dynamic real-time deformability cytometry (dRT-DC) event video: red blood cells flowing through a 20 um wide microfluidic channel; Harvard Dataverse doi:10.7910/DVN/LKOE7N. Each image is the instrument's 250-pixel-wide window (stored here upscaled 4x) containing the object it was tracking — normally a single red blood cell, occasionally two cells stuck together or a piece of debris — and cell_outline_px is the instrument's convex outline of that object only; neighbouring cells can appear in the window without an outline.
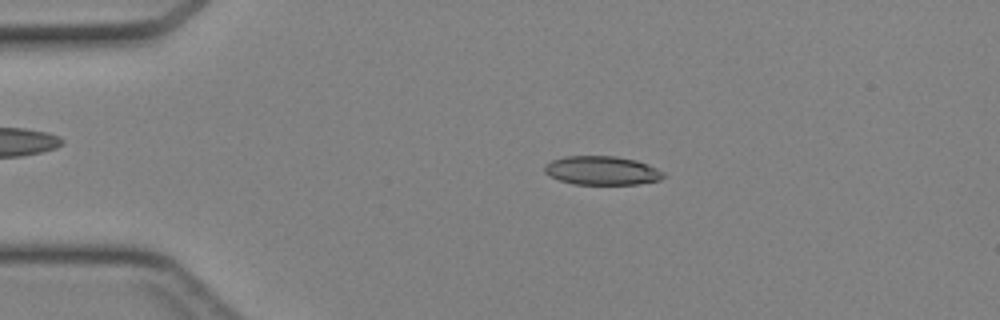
{"species": "Egyptian fruit bat (a non-hibernating species)", "species_latin": "Rousettus aegyptiacus", "temperature_condition": "cold", "stored_images_in_passage": 3, "camera_frame_rate_fps": 3000, "um_per_image_px": 0.085, "animal": {"sex": "female"}, "frame": {"image": 1, "passage_image": 2, "time_ms": 0.333, "image_size_px": [1000, 320], "cell_outline_px": [[664, 176], [660, 180], [636, 184], [572, 184], [548, 176], [544, 172], [544, 164], [552, 160], [564, 156], [616, 156], [636, 160], [648, 164], [664, 172]], "centroid_in_image_um": [51.13, 14.49], "position_along_channel_um": 33.9, "area_um2": 20.06}}